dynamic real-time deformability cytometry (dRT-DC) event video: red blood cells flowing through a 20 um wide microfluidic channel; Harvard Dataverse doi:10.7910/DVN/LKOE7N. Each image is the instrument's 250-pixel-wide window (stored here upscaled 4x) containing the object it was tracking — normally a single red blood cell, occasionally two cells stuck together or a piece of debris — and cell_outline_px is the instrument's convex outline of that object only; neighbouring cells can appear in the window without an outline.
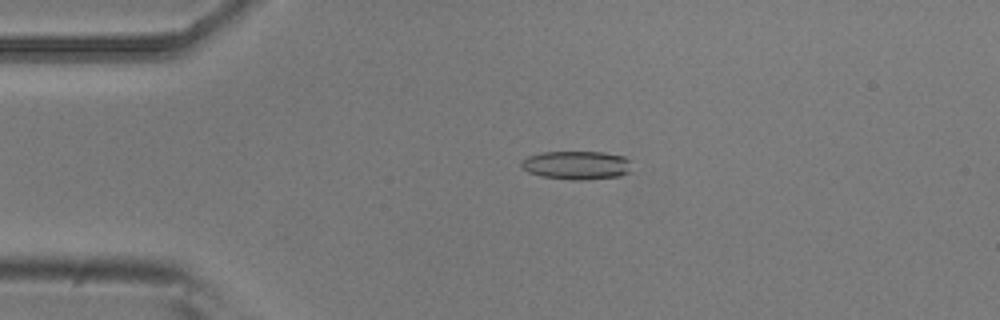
{"species": "common noctule bat (a hibernating species)", "species_latin": "Nyctalus noctula", "temperature_condition": "room temperature", "stored_images_in_passage": 4, "camera_frame_rate_fps": 3000, "um_per_image_px": 0.085, "animal": {"sex": "male", "body_mass_g": 20.5, "forearm_length_mm": 52.5}, "frame": {"image": 1, "passage_image": 3, "time_ms": 0.667, "image_size_px": [1000, 320], "cell_outline_px": [[632, 172], [620, 176], [584, 180], [572, 180], [540, 176], [528, 172], [520, 168], [520, 160], [528, 156], [540, 152], [604, 152], [624, 156], [628, 160]], "centroid_in_image_um": [48.98, 14.04], "position_along_channel_um": 36.0, "area_um2": 18.67}}